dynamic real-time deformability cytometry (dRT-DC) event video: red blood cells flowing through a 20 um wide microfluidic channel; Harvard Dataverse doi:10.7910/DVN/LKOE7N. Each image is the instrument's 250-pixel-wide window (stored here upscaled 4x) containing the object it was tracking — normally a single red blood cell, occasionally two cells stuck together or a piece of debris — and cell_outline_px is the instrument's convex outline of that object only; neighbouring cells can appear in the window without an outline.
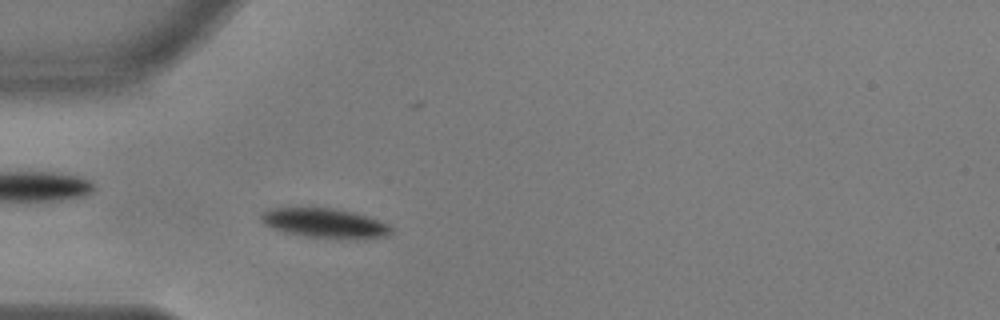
{"species": "common noctule bat (a hibernating species)", "species_latin": "Nyctalus noctula", "temperature_condition": "warm", "stored_images_in_passage": 52, "camera_frame_rate_fps": 3000, "um_per_image_px": 0.085, "animal": {"sex": "male", "body_mass_g": 17.9, "forearm_length_mm": 54.2}, "frame": {"image": 1, "passage_image": 12, "time_ms": 3.667, "image_size_px": [1000, 320], "cell_outline_px": [[392, 232], [388, 236], [336, 240], [304, 236], [284, 232], [272, 228], [264, 224], [260, 220], [260, 212], [268, 208], [332, 208], [352, 212], [368, 216], [380, 220], [388, 224], [392, 228]], "centroid_in_image_um": [27.59, 18.98], "position_along_channel_um": 57.4, "area_um2": 22.77}}
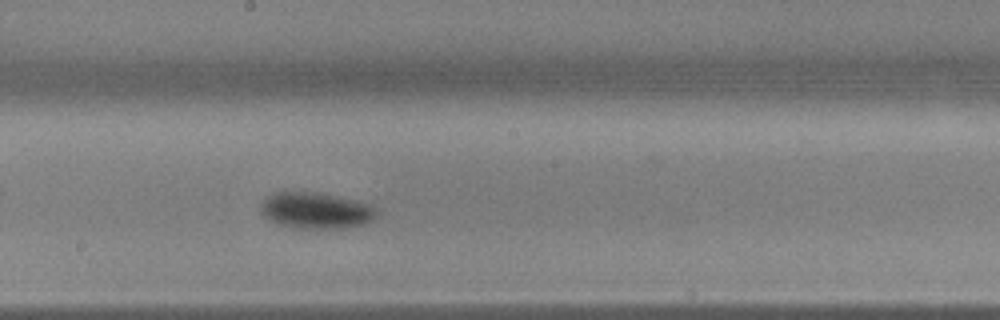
{"frame": {"image": 2, "passage_image": 26, "time_ms": 8.333, "image_size_px": [1000, 320], "cell_outline_px": [[380, 212], [372, 220], [364, 224], [348, 228], [296, 228], [276, 224], [268, 220], [260, 212], [260, 204], [268, 196], [284, 188], [320, 192], [360, 200], [372, 204]], "centroid_in_image_um": [26.85, 17.85], "position_along_channel_um": 221.4, "area_um2": 25.72}}
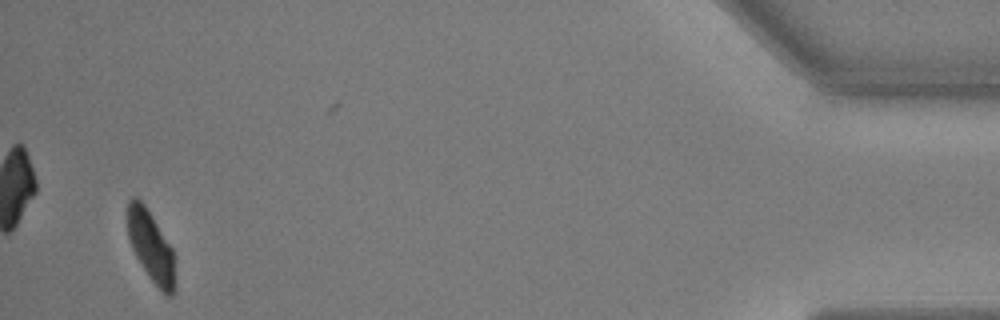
{"frame": {"image": 3, "passage_image": 49, "time_ms": 16.0, "image_size_px": [1000, 320], "cell_outline_px": [[176, 288], [172, 296], [168, 296], [148, 276], [136, 256], [132, 248], [128, 236], [124, 216], [128, 200], [132, 196], [136, 196], [144, 204], [152, 216], [172, 248], [176, 284]], "centroid_in_image_um": [12.78, 20.88], "position_along_channel_um": 422.4, "area_um2": 19.88}, "authors_computed_cell_mechanics": {"area_um2": 22.542, "velocity_mm_per_s": 3.6156, "shape_relaxation_time_tau1_ms": 2.2567, "shape_relaxation_time_tau2_ms": 3.1698, "deformation_change_tau1": 0.129, "deformation_change_tau2": 0.0464}}